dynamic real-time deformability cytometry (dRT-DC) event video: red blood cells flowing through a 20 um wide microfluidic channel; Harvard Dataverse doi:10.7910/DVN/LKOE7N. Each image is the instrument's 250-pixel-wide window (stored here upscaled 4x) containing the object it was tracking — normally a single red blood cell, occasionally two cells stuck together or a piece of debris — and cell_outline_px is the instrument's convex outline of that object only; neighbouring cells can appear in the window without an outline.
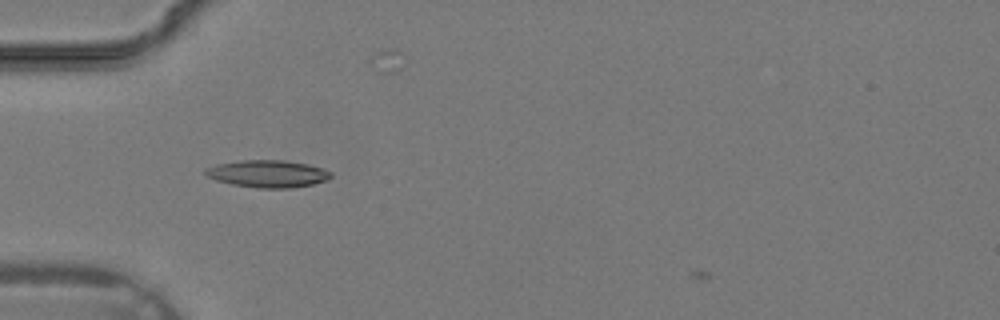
{"species": "common noctule bat (a hibernating species)", "species_latin": "Nyctalus noctula", "temperature_condition": "warm", "stored_images_in_passage": 28, "camera_frame_rate_fps": 3000, "um_per_image_px": 0.085, "animal": {"sex": "male", "body_mass_g": 19.2, "forearm_length_mm": 51.8}, "frame": {"image": 1, "passage_image": 4, "time_ms": 1.0, "image_size_px": [1000, 320], "cell_outline_px": [[332, 176], [324, 180], [312, 184], [292, 188], [256, 188], [232, 184], [216, 180], [208, 176], [204, 172], [204, 168], [216, 164], [240, 160], [284, 160], [308, 164], [332, 172]], "centroid_in_image_um": [22.72, 14.76], "position_along_channel_um": 62.3, "area_um2": 19.88}}
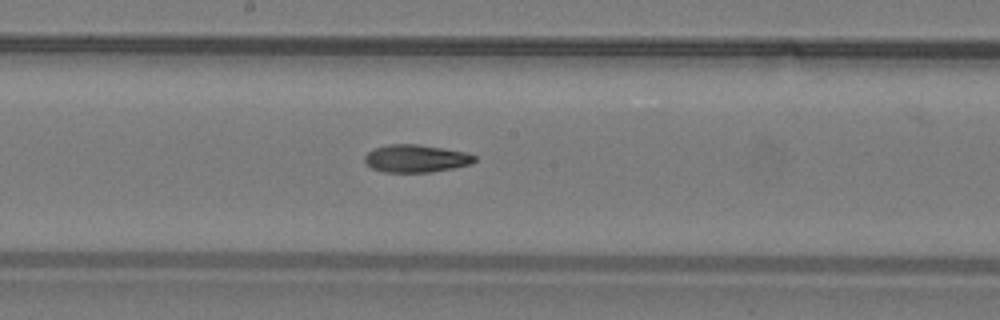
{"frame": {"image": 2, "passage_image": 12, "time_ms": 3.667, "image_size_px": [1000, 320], "cell_outline_px": [[476, 160], [472, 164], [432, 172], [384, 172], [372, 168], [364, 160], [364, 156], [372, 148], [388, 144], [420, 144], [464, 152], [476, 156]], "centroid_in_image_um": [35.34, 13.46], "position_along_channel_um": 212.9, "area_um2": 17.74}}
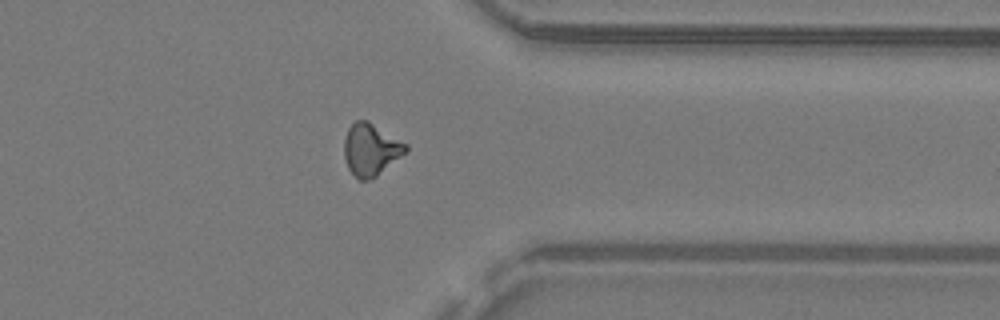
{"frame": {"image": 3, "passage_image": 21, "time_ms": 6.667, "image_size_px": [1000, 320], "cell_outline_px": [[408, 152], [376, 176], [368, 180], [360, 180], [348, 168], [344, 156], [344, 140], [348, 128], [356, 120], [368, 120], [408, 144]], "centroid_in_image_um": [31.54, 12.7], "position_along_channel_um": 379.9, "area_um2": 18.79}}